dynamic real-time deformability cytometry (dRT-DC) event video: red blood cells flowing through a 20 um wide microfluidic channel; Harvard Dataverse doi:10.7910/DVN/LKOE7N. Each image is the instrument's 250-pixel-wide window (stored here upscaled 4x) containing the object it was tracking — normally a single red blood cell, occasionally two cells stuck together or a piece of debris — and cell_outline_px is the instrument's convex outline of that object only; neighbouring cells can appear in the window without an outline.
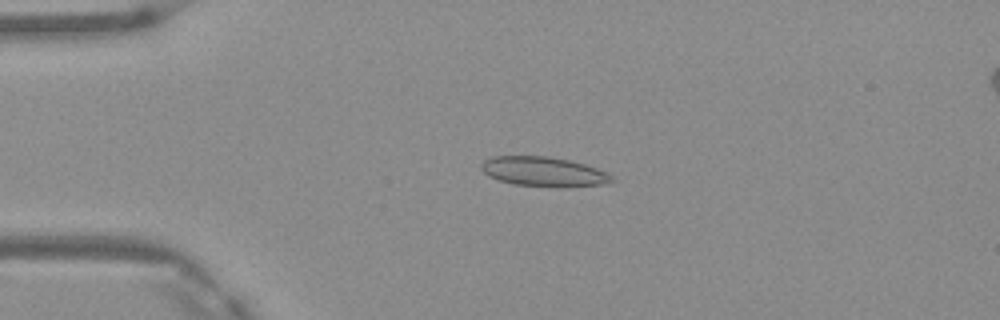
{"species": "Egyptian fruit bat (a non-hibernating species)", "species_latin": "Rousettus aegyptiacus", "temperature_condition": "warm", "stored_images_in_passage": 4, "camera_frame_rate_fps": 3000, "um_per_image_px": 0.085, "frame": {"image": 1, "passage_image": 3, "time_ms": 0.667, "image_size_px": [1000, 320], "cell_outline_px": [[616, 180], [600, 184], [512, 184], [488, 176], [480, 168], [480, 164], [484, 160], [492, 156], [548, 156], [568, 160], [584, 164], [608, 172]], "centroid_in_image_um": [46.12, 14.53], "position_along_channel_um": 38.9, "area_um2": 21.39}}